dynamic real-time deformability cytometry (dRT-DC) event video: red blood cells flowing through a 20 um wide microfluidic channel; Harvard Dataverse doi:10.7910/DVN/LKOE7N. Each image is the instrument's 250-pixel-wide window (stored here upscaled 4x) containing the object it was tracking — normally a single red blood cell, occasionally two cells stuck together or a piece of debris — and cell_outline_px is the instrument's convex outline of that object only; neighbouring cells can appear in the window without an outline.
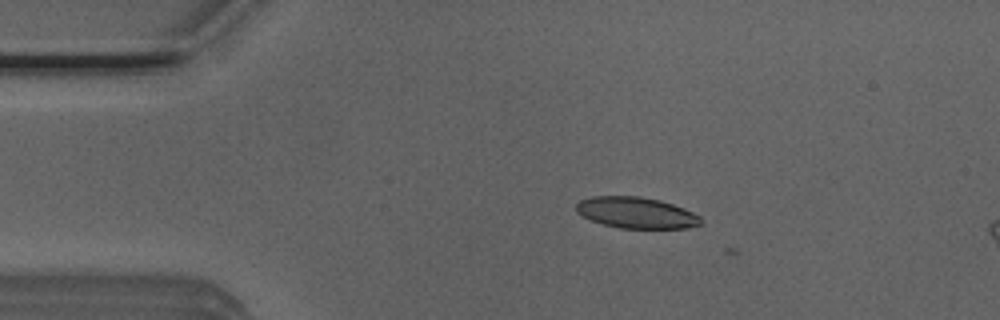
{"species": "Egyptian fruit bat (a non-hibernating species)", "species_latin": "Rousettus aegyptiacus", "temperature_condition": "room temperature", "stored_images_in_passage": 3, "camera_frame_rate_fps": 3000, "um_per_image_px": 0.085, "animal": {"sex": "male"}, "frame": {"image": 1, "passage_image": 1, "time_ms": 0.0, "image_size_px": [1000, 320], "cell_outline_px": [[704, 220], [700, 224], [688, 228], [620, 228], [604, 224], [592, 220], [576, 212], [576, 204], [580, 200], [592, 196], [640, 196], [660, 200], [684, 208], [700, 216]], "centroid_in_image_um": [54.1, 18.07], "position_along_channel_um": 30.9, "area_um2": 22.6}}